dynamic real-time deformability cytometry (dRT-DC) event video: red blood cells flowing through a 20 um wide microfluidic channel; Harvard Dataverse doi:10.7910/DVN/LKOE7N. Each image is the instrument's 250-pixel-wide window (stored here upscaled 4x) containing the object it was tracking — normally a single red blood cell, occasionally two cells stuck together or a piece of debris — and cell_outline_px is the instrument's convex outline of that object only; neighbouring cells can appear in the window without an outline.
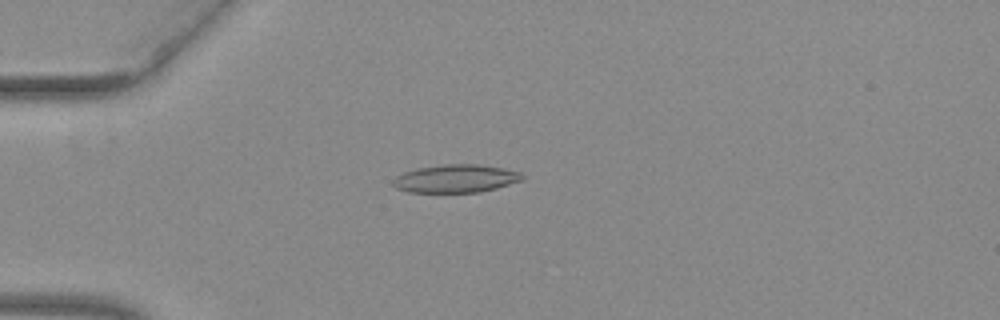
{"species": "common noctule bat (a hibernating species)", "species_latin": "Nyctalus noctula", "temperature_condition": "warm", "stored_images_in_passage": 53, "camera_frame_rate_fps": 3000, "um_per_image_px": 0.085, "animal": {"sex": "female", "body_mass_g": 29.2, "forearm_length_mm": 56.3}, "frame": {"image": 1, "passage_image": 15, "time_ms": 4.667, "image_size_px": [1000, 320], "cell_outline_px": [[524, 180], [496, 188], [480, 192], [408, 192], [396, 188], [392, 184], [392, 180], [396, 176], [404, 172], [416, 168], [444, 164], [480, 164], [504, 168], [520, 172], [524, 176]], "centroid_in_image_um": [38.75, 15.17], "position_along_channel_um": 46.3, "area_um2": 21.27}}
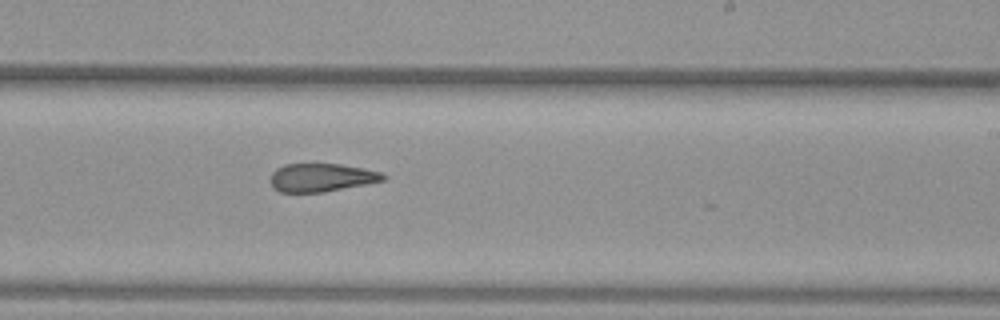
{"frame": {"image": 2, "passage_image": 33, "time_ms": 10.667, "image_size_px": [1000, 320], "cell_outline_px": [[388, 176], [384, 180], [324, 192], [280, 192], [272, 188], [272, 172], [276, 168], [284, 164], [340, 164], [364, 168], [380, 172]], "centroid_in_image_um": [27.32, 15.08], "position_along_channel_um": 261.7, "area_um2": 18.44}}
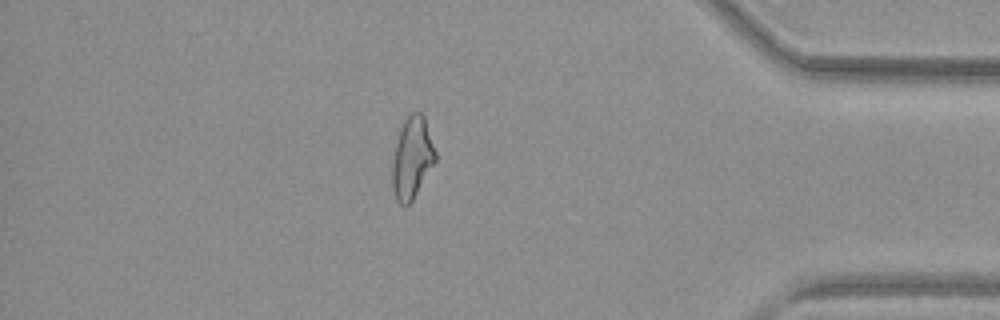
{"frame": {"image": 3, "passage_image": 46, "time_ms": 15.0, "image_size_px": [1000, 320], "cell_outline_px": [[436, 160], [412, 200], [404, 208], [396, 200], [392, 188], [392, 160], [400, 128], [408, 112], [420, 112], [424, 116], [436, 152]], "centroid_in_image_um": [35.01, 13.41], "position_along_channel_um": 400.2, "area_um2": 20.52}, "authors_computed_cell_mechanics": {"area_um2": 20.5768, "velocity_mm_per_s": 3.9772, "shape_relaxation_time_tau1_ms": null, "shape_relaxation_time_tau2_ms": 3.4619, "deformation_change_tau1": null, "deformation_change_tau2": 0.1491}}